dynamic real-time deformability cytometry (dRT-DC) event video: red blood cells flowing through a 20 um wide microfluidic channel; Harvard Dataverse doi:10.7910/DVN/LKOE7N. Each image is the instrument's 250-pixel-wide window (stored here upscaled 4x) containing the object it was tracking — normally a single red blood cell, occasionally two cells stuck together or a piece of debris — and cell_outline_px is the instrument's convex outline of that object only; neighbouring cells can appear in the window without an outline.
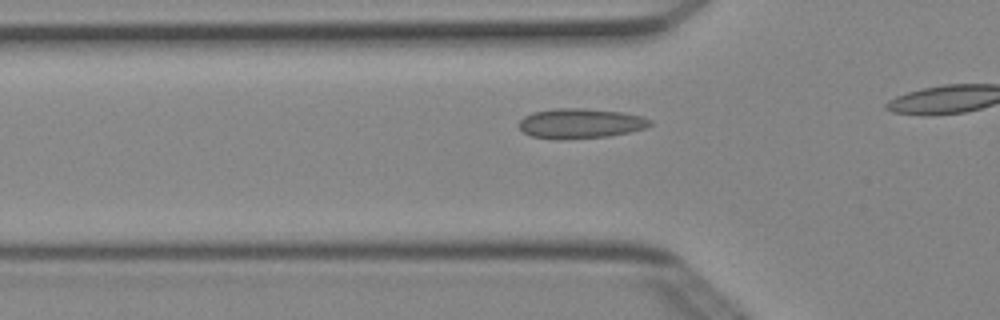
{"species": "Egyptian fruit bat (a non-hibernating species)", "species_latin": "Rousettus aegyptiacus", "temperature_condition": "cold", "stored_images_in_passage": 18, "camera_frame_rate_fps": 3000, "um_per_image_px": 0.085, "animal": {"sex": "female"}, "frame": {"image": 1, "passage_image": 13, "time_ms": 4.0, "image_size_px": [1000, 320], "cell_outline_px": [[652, 124], [644, 128], [628, 132], [608, 136], [560, 140], [532, 136], [524, 132], [516, 124], [524, 116], [532, 112], [556, 108], [580, 108], [620, 112], [644, 116], [652, 120]], "centroid_in_image_um": [49.31, 10.49], "position_along_channel_um": 76.5, "area_um2": 22.89}}
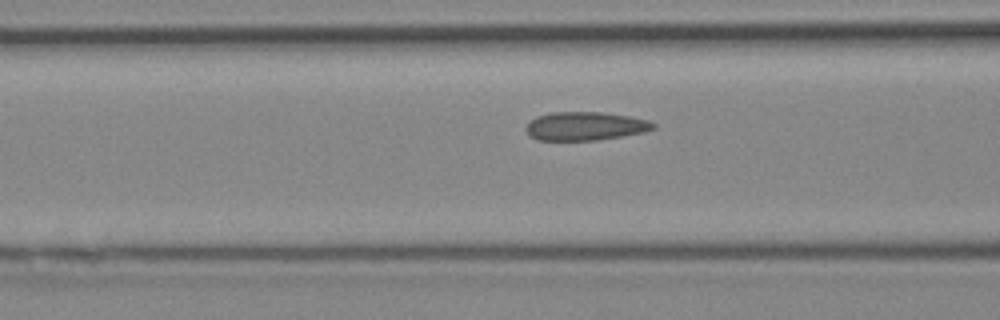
{"frame": {"image": 2, "passage_image": 16, "time_ms": 5.0, "image_size_px": [1000, 320], "cell_outline_px": [[656, 128], [644, 132], [596, 140], [536, 140], [524, 128], [536, 116], [552, 112], [604, 112], [628, 116], [648, 120], [656, 124]], "centroid_in_image_um": [49.76, 10.71], "position_along_channel_um": 116.8, "area_um2": 21.04}}